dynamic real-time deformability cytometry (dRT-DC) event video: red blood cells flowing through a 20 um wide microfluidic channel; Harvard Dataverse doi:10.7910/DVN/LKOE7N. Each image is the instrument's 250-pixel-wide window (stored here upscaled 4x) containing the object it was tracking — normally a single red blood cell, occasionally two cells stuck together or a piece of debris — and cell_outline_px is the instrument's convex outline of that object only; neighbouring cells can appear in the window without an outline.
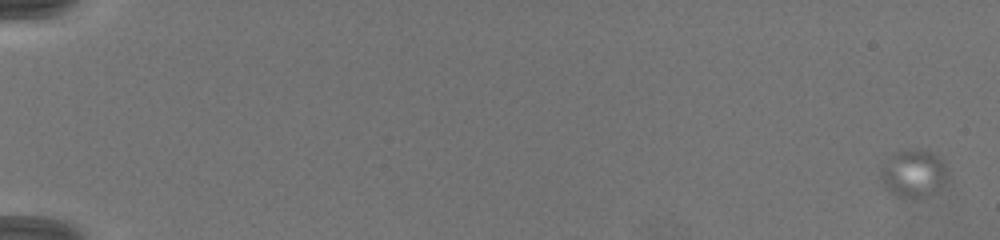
{"species": "common noctule bat (a hibernating species)", "species_latin": "Nyctalus noctula", "temperature_condition": "warm", "stored_images_in_passage": 36, "camera_frame_rate_fps": 3000, "um_per_image_px": 0.085, "animal": {"sex": "female", "body_mass_g": 19.5, "forearm_length_mm": 54.1}, "frame": {"image": 1, "passage_image": 1, "time_ms": 0.0, "image_size_px": [1000, 240], "cell_outline_px": [[948, 172], [944, 176], [916, 192], [892, 192], [884, 188], [876, 176], [880, 168], [892, 152], [928, 152], [936, 156], [944, 164]], "centroid_in_image_um": [77.38, 14.57], "position_along_channel_um": 7.6, "area_um2": 15.66}}
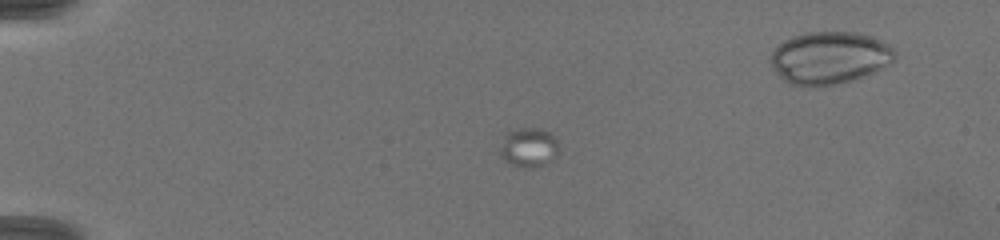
{"frame": {"image": 2, "passage_image": 15, "time_ms": 4.667, "image_size_px": [1000, 240], "cell_outline_px": [[556, 152], [552, 160], [544, 164], [516, 164], [504, 160], [500, 156], [500, 152], [504, 132], [520, 128], [540, 128], [548, 132], [556, 140]], "centroid_in_image_um": [44.89, 12.45], "position_along_channel_um": 40.1, "area_um2": 12.66}}
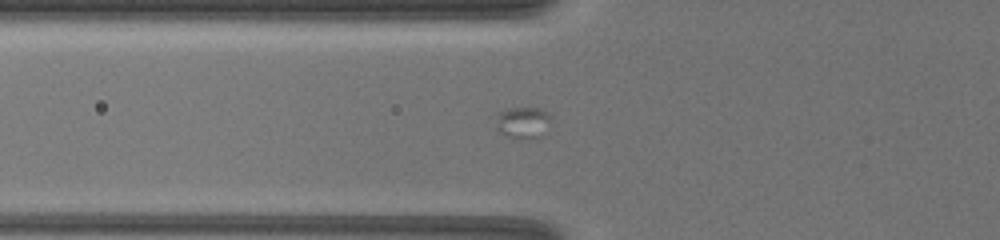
{"frame": {"image": 3, "passage_image": 22, "time_ms": 7.0, "image_size_px": [1000, 240], "cell_outline_px": [[552, 116], [544, 136], [508, 136], [500, 132], [496, 128], [496, 112], [508, 108], [540, 108], [548, 112]], "centroid_in_image_um": [44.45, 10.35], "position_along_channel_um": 81.3, "area_um2": 10.0}}